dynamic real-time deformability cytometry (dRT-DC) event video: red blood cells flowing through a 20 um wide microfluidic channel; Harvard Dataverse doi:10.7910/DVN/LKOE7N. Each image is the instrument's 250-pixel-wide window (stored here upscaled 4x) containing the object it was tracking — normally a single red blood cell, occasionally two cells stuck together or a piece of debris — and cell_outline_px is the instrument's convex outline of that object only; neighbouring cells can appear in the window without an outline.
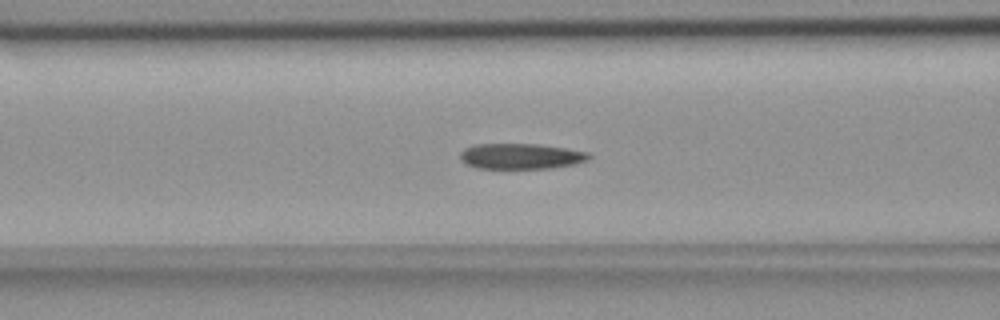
{"species": "common noctule bat (a hibernating species)", "species_latin": "Nyctalus noctula", "temperature_condition": "room temperature", "stored_images_in_passage": 55, "camera_frame_rate_fps": 3000, "um_per_image_px": 0.085, "animal": {"sex": "female", "body_mass_g": 18.4}, "frame": {"image": 1, "passage_image": 21, "time_ms": 6.667, "image_size_px": [1000, 320], "cell_outline_px": [[592, 156], [588, 160], [572, 164], [548, 168], [476, 168], [460, 160], [460, 152], [464, 148], [476, 144], [536, 144], [564, 148], [588, 152]], "centroid_in_image_um": [44.24, 13.27], "position_along_channel_um": 122.4, "area_um2": 19.02}}
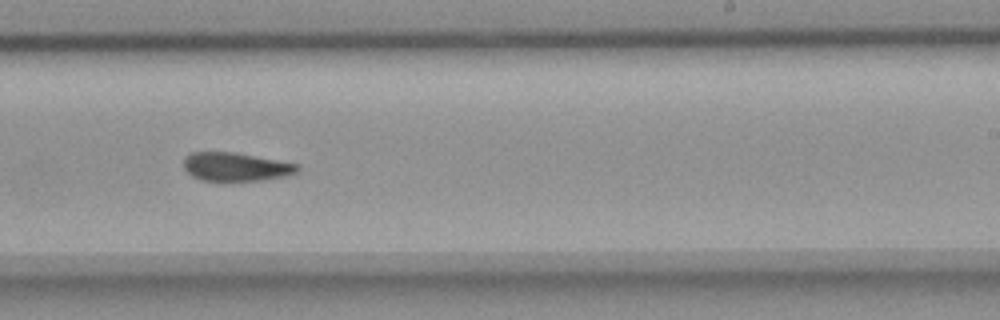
{"frame": {"image": 2, "passage_image": 33, "time_ms": 10.667, "image_size_px": [1000, 320], "cell_outline_px": [[300, 172], [288, 176], [264, 180], [224, 184], [200, 180], [192, 176], [184, 168], [184, 156], [192, 152], [232, 152], [300, 164]], "centroid_in_image_um": [20.06, 14.23], "position_along_channel_um": 268.9, "area_um2": 19.88}}
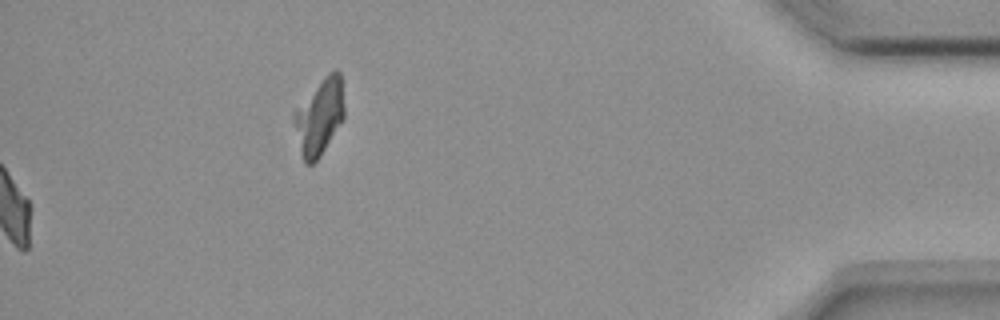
{"frame": {"image": 3, "passage_image": 55, "time_ms": 18.0, "image_size_px": [1000, 320], "cell_outline_px": [[344, 120], [320, 156], [312, 164], [304, 164], [300, 152], [292, 120], [292, 112], [324, 76], [328, 72], [336, 68], [340, 72], [344, 104]], "centroid_in_image_um": [27.14, 9.92], "position_along_channel_um": 408.1, "area_um2": 22.6}, "authors_computed_cell_mechanics": {"area_um2": 19.8832, "velocity_mm_per_s": 3.6848, "shape_relaxation_time_tau1_ms": null, "shape_relaxation_time_tau2_ms": 3.47, "deformation_change_tau1": null, "deformation_change_tau2": 0.0901}}